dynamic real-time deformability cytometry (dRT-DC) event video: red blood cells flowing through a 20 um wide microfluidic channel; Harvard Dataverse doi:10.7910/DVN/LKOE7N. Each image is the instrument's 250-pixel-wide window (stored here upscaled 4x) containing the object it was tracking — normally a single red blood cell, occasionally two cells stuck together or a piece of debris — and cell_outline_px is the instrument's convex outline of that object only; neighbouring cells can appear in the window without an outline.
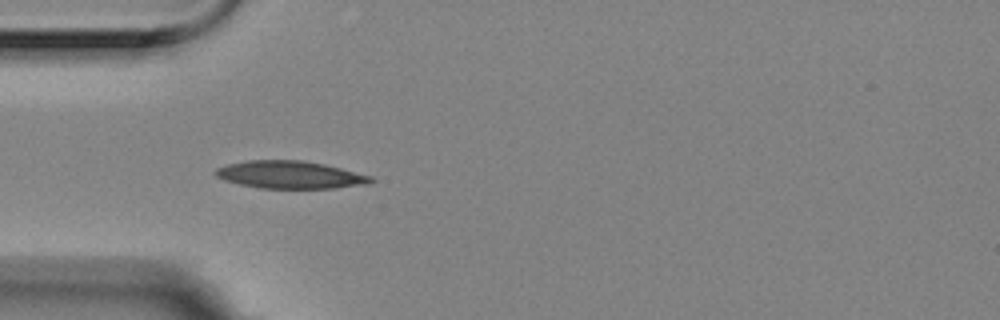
{"species": "Egyptian fruit bat (a non-hibernating species)", "species_latin": "Rousettus aegyptiacus", "temperature_condition": "room temperature", "stored_images_in_passage": 2, "camera_frame_rate_fps": 3000, "um_per_image_px": 0.085, "animal": {"sex": "female"}, "frame": {"image": 1, "passage_image": 1, "time_ms": 0.0, "image_size_px": [1000, 320], "cell_outline_px": [[376, 180], [372, 184], [336, 188], [260, 188], [240, 184], [224, 180], [216, 176], [212, 172], [216, 168], [228, 164], [248, 160], [304, 160], [324, 164], [372, 176]], "centroid_in_image_um": [24.69, 14.86], "position_along_channel_um": 60.3, "area_um2": 25.14}}
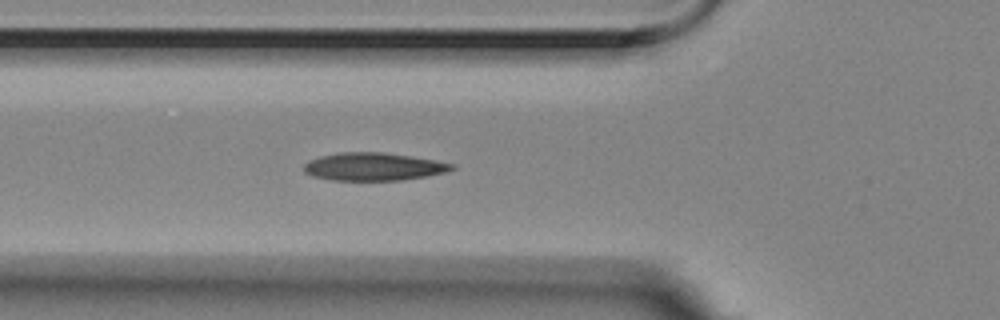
{"frame": {"image": 2, "passage_image": 2, "time_ms": 0.333, "image_size_px": [1000, 320], "cell_outline_px": [[456, 168], [444, 172], [428, 176], [400, 180], [332, 180], [312, 176], [304, 172], [304, 164], [308, 160], [320, 156], [340, 152], [384, 152], [412, 156], [436, 160], [456, 164]], "centroid_in_image_um": [31.76, 14.16], "position_along_channel_um": 94.0, "area_um2": 24.16}}